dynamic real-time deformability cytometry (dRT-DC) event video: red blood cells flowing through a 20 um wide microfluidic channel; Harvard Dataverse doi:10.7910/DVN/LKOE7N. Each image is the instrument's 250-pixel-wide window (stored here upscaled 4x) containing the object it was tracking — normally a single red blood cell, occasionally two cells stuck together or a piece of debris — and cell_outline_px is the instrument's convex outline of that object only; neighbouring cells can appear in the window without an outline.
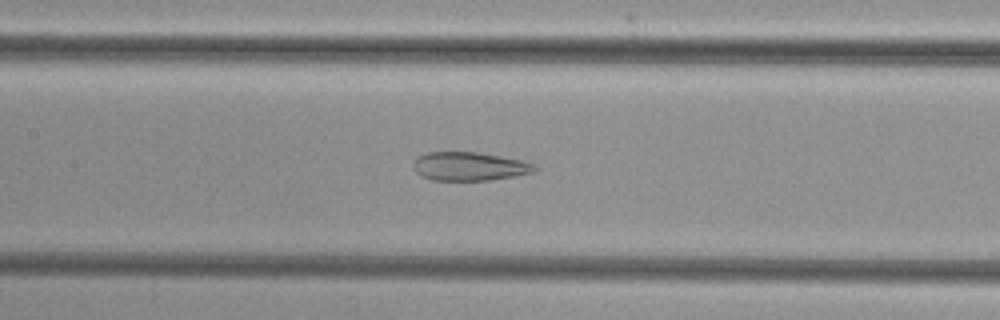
{"species": "common noctule bat (a hibernating species)", "species_latin": "Nyctalus noctula", "temperature_condition": "cold", "stored_images_in_passage": 51, "camera_frame_rate_fps": 3000, "um_per_image_px": 0.085, "animal": {"sex": "female", "body_mass_g": 29.2, "forearm_length_mm": 56.3}, "frame": {"image": 1, "passage_image": 24, "time_ms": 7.667, "image_size_px": [1000, 320], "cell_outline_px": [[540, 168], [532, 172], [516, 176], [488, 180], [432, 180], [420, 176], [416, 172], [412, 164], [416, 156], [428, 152], [476, 152], [524, 160], [536, 164]], "centroid_in_image_um": [39.91, 14.14], "position_along_channel_um": 167.5, "area_um2": 20.46}}
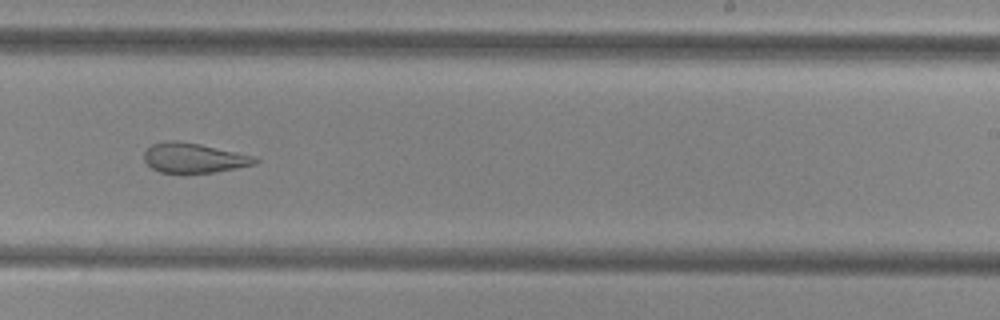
{"frame": {"image": 2, "passage_image": 32, "time_ms": 10.333, "image_size_px": [1000, 320], "cell_outline_px": [[260, 160], [256, 164], [216, 172], [160, 172], [152, 168], [144, 160], [144, 152], [152, 144], [168, 140], [176, 140], [200, 144], [256, 156]], "centroid_in_image_um": [16.5, 13.41], "position_along_channel_um": 272.5, "area_um2": 19.19}}
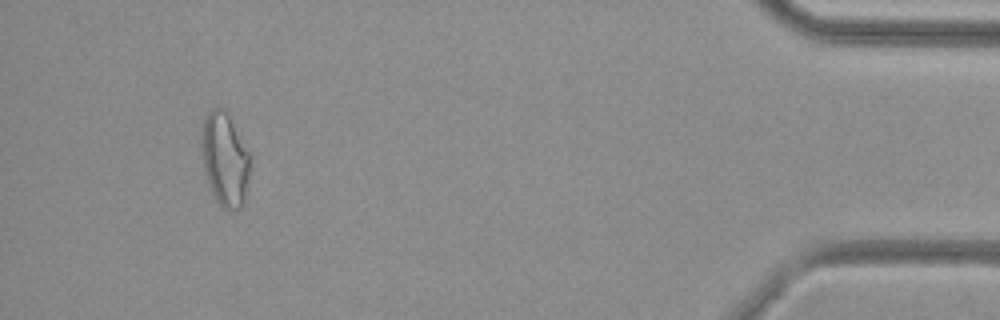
{"frame": {"image": 3, "passage_image": 48, "time_ms": 15.667, "image_size_px": [1000, 320], "cell_outline_px": [[252, 156], [244, 204], [236, 212], [228, 212], [216, 200], [204, 176], [200, 144], [200, 140], [204, 116], [212, 108], [224, 108], [228, 112]], "centroid_in_image_um": [19.11, 13.55], "position_along_channel_um": 416.1, "area_um2": 27.51}}